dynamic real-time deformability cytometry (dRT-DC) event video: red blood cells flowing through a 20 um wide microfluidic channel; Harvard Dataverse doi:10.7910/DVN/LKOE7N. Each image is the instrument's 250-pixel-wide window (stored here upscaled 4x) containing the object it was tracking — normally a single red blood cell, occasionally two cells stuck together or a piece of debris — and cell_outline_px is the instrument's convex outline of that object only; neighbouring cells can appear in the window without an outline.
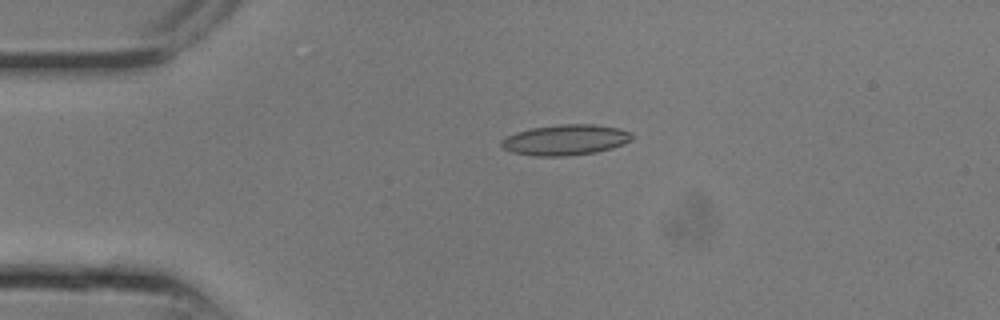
{"species": "common noctule bat (a hibernating species)", "species_latin": "Nyctalus noctula", "temperature_condition": "room temperature", "stored_images_in_passage": 6, "camera_frame_rate_fps": 3000, "um_per_image_px": 0.085, "animal": {"sex": "male", "body_mass_g": 13.3}, "frame": {"image": 1, "passage_image": 1, "time_ms": 0.0, "image_size_px": [1000, 320], "cell_outline_px": [[632, 140], [624, 144], [612, 148], [596, 152], [568, 156], [532, 156], [512, 152], [504, 148], [500, 144], [500, 140], [504, 136], [516, 132], [532, 128], [560, 124], [596, 124], [620, 128], [632, 132]], "centroid_in_image_um": [48.07, 11.89], "position_along_channel_um": 36.9, "area_um2": 23.58}}
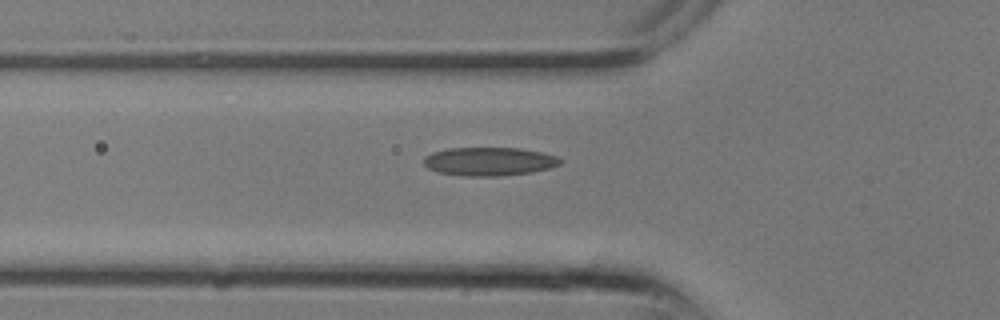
{"frame": {"image": 2, "passage_image": 4, "time_ms": 1.0, "image_size_px": [1000, 320], "cell_outline_px": [[560, 164], [552, 168], [532, 172], [504, 176], [464, 176], [436, 172], [428, 168], [424, 164], [424, 156], [432, 152], [448, 148], [520, 148], [544, 152], [556, 156], [560, 160]], "centroid_in_image_um": [41.58, 13.73], "position_along_channel_um": 84.2, "area_um2": 22.89}}
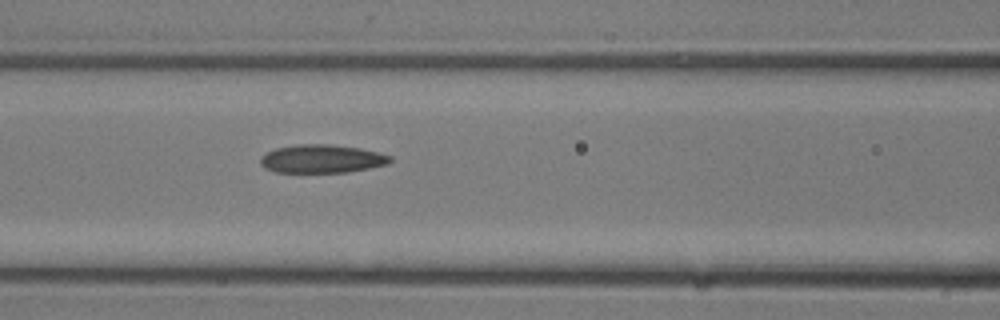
{"frame": {"image": 3, "passage_image": 6, "time_ms": 1.667, "image_size_px": [1000, 320], "cell_outline_px": [[392, 160], [388, 164], [348, 172], [276, 172], [264, 168], [260, 164], [260, 156], [276, 148], [300, 144], [328, 144], [360, 148], [392, 156]], "centroid_in_image_um": [27.34, 13.5], "position_along_channel_um": 139.3, "area_um2": 21.33}}